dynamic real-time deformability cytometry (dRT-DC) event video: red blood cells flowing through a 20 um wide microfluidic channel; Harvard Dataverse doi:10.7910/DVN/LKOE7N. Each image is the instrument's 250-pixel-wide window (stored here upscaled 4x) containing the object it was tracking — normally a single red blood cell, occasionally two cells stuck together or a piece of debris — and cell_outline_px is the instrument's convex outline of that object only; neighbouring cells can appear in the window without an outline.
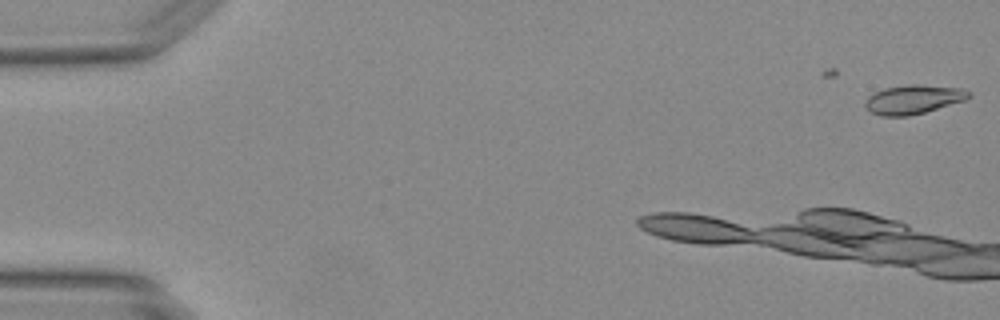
{"species": "Egyptian fruit bat (a non-hibernating species)", "species_latin": "Rousettus aegyptiacus", "temperature_condition": "warm", "stored_images_in_passage": 6, "camera_frame_rate_fps": 3000, "um_per_image_px": 0.085, "animal": {"sex": "female"}, "frame": {"image": 1, "passage_image": 6, "time_ms": 1.667, "image_size_px": [1000, 320], "cell_outline_px": [[972, 96], [964, 100], [924, 112], [908, 116], [880, 116], [864, 108], [864, 100], [868, 96], [884, 88], [908, 84], [920, 84], [960, 88], [972, 92]], "centroid_in_image_um": [77.6, 8.44], "position_along_channel_um": 7.4, "area_um2": 17.57}}